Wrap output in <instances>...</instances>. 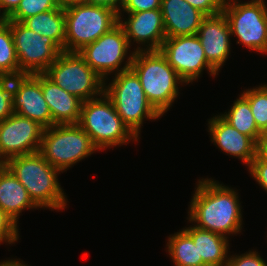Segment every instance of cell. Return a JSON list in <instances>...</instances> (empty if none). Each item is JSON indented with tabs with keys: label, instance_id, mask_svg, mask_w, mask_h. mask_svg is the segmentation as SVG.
Segmentation results:
<instances>
[{
	"label": "cell",
	"instance_id": "obj_1",
	"mask_svg": "<svg viewBox=\"0 0 267 266\" xmlns=\"http://www.w3.org/2000/svg\"><path fill=\"white\" fill-rule=\"evenodd\" d=\"M235 191L212 179L200 180L190 203L189 221L196 222L194 226L199 229L225 237L241 232L242 213Z\"/></svg>",
	"mask_w": 267,
	"mask_h": 266
},
{
	"label": "cell",
	"instance_id": "obj_2",
	"mask_svg": "<svg viewBox=\"0 0 267 266\" xmlns=\"http://www.w3.org/2000/svg\"><path fill=\"white\" fill-rule=\"evenodd\" d=\"M3 164L26 188L37 207L65 209L66 196L57 178L61 171L45 160L39 151L11 157Z\"/></svg>",
	"mask_w": 267,
	"mask_h": 266
},
{
	"label": "cell",
	"instance_id": "obj_3",
	"mask_svg": "<svg viewBox=\"0 0 267 266\" xmlns=\"http://www.w3.org/2000/svg\"><path fill=\"white\" fill-rule=\"evenodd\" d=\"M130 69L139 78L148 101L161 115L178 97V84L186 83L160 50H134Z\"/></svg>",
	"mask_w": 267,
	"mask_h": 266
},
{
	"label": "cell",
	"instance_id": "obj_4",
	"mask_svg": "<svg viewBox=\"0 0 267 266\" xmlns=\"http://www.w3.org/2000/svg\"><path fill=\"white\" fill-rule=\"evenodd\" d=\"M66 37L64 51L78 52L119 23L118 11L96 1L64 6Z\"/></svg>",
	"mask_w": 267,
	"mask_h": 266
},
{
	"label": "cell",
	"instance_id": "obj_5",
	"mask_svg": "<svg viewBox=\"0 0 267 266\" xmlns=\"http://www.w3.org/2000/svg\"><path fill=\"white\" fill-rule=\"evenodd\" d=\"M100 97L82 103L78 123L98 150L125 144L130 139L137 141L139 138L122 121L112 101L105 93Z\"/></svg>",
	"mask_w": 267,
	"mask_h": 266
},
{
	"label": "cell",
	"instance_id": "obj_6",
	"mask_svg": "<svg viewBox=\"0 0 267 266\" xmlns=\"http://www.w3.org/2000/svg\"><path fill=\"white\" fill-rule=\"evenodd\" d=\"M104 93L137 137L144 118L155 120L162 116L148 101L139 78L131 69L116 73L112 83L104 86Z\"/></svg>",
	"mask_w": 267,
	"mask_h": 266
},
{
	"label": "cell",
	"instance_id": "obj_7",
	"mask_svg": "<svg viewBox=\"0 0 267 266\" xmlns=\"http://www.w3.org/2000/svg\"><path fill=\"white\" fill-rule=\"evenodd\" d=\"M89 135L78 124L45 128L39 152L61 172L97 151Z\"/></svg>",
	"mask_w": 267,
	"mask_h": 266
},
{
	"label": "cell",
	"instance_id": "obj_8",
	"mask_svg": "<svg viewBox=\"0 0 267 266\" xmlns=\"http://www.w3.org/2000/svg\"><path fill=\"white\" fill-rule=\"evenodd\" d=\"M44 74L83 102L104 94L105 80L91 69L78 52L63 51Z\"/></svg>",
	"mask_w": 267,
	"mask_h": 266
},
{
	"label": "cell",
	"instance_id": "obj_9",
	"mask_svg": "<svg viewBox=\"0 0 267 266\" xmlns=\"http://www.w3.org/2000/svg\"><path fill=\"white\" fill-rule=\"evenodd\" d=\"M238 0H225V15L231 35L238 38L250 50L267 53V7L264 0H251L237 3Z\"/></svg>",
	"mask_w": 267,
	"mask_h": 266
},
{
	"label": "cell",
	"instance_id": "obj_10",
	"mask_svg": "<svg viewBox=\"0 0 267 266\" xmlns=\"http://www.w3.org/2000/svg\"><path fill=\"white\" fill-rule=\"evenodd\" d=\"M11 28L15 51L22 74H43L63 50L51 39L24 26L3 19Z\"/></svg>",
	"mask_w": 267,
	"mask_h": 266
},
{
	"label": "cell",
	"instance_id": "obj_11",
	"mask_svg": "<svg viewBox=\"0 0 267 266\" xmlns=\"http://www.w3.org/2000/svg\"><path fill=\"white\" fill-rule=\"evenodd\" d=\"M130 45L123 27L118 23L93 43L85 45L78 53L101 78L115 71L120 73L130 69L133 53L119 70L127 55ZM117 71V72H116Z\"/></svg>",
	"mask_w": 267,
	"mask_h": 266
},
{
	"label": "cell",
	"instance_id": "obj_12",
	"mask_svg": "<svg viewBox=\"0 0 267 266\" xmlns=\"http://www.w3.org/2000/svg\"><path fill=\"white\" fill-rule=\"evenodd\" d=\"M160 52L186 84L198 79L205 68L210 75L218 74V71L207 61L197 35L166 38Z\"/></svg>",
	"mask_w": 267,
	"mask_h": 266
},
{
	"label": "cell",
	"instance_id": "obj_13",
	"mask_svg": "<svg viewBox=\"0 0 267 266\" xmlns=\"http://www.w3.org/2000/svg\"><path fill=\"white\" fill-rule=\"evenodd\" d=\"M44 129L38 122L16 113L0 121V163L14 156L38 152Z\"/></svg>",
	"mask_w": 267,
	"mask_h": 266
},
{
	"label": "cell",
	"instance_id": "obj_14",
	"mask_svg": "<svg viewBox=\"0 0 267 266\" xmlns=\"http://www.w3.org/2000/svg\"><path fill=\"white\" fill-rule=\"evenodd\" d=\"M12 102L14 113L44 128L52 126L51 112L42 92L41 74L12 77Z\"/></svg>",
	"mask_w": 267,
	"mask_h": 266
},
{
	"label": "cell",
	"instance_id": "obj_15",
	"mask_svg": "<svg viewBox=\"0 0 267 266\" xmlns=\"http://www.w3.org/2000/svg\"><path fill=\"white\" fill-rule=\"evenodd\" d=\"M128 19L123 22L119 16V24L123 27L128 43L131 40L137 44H148L147 48L137 47V50H160L166 39L161 9L128 13Z\"/></svg>",
	"mask_w": 267,
	"mask_h": 266
},
{
	"label": "cell",
	"instance_id": "obj_16",
	"mask_svg": "<svg viewBox=\"0 0 267 266\" xmlns=\"http://www.w3.org/2000/svg\"><path fill=\"white\" fill-rule=\"evenodd\" d=\"M207 61L219 71L230 53L231 31L223 12L206 16L197 31Z\"/></svg>",
	"mask_w": 267,
	"mask_h": 266
},
{
	"label": "cell",
	"instance_id": "obj_17",
	"mask_svg": "<svg viewBox=\"0 0 267 266\" xmlns=\"http://www.w3.org/2000/svg\"><path fill=\"white\" fill-rule=\"evenodd\" d=\"M208 124L211 142L230 156L239 158L246 165L251 164L258 153V144L251 137L240 133L220 115L211 118Z\"/></svg>",
	"mask_w": 267,
	"mask_h": 266
},
{
	"label": "cell",
	"instance_id": "obj_18",
	"mask_svg": "<svg viewBox=\"0 0 267 266\" xmlns=\"http://www.w3.org/2000/svg\"><path fill=\"white\" fill-rule=\"evenodd\" d=\"M166 38L196 35L206 17L185 0H161Z\"/></svg>",
	"mask_w": 267,
	"mask_h": 266
},
{
	"label": "cell",
	"instance_id": "obj_19",
	"mask_svg": "<svg viewBox=\"0 0 267 266\" xmlns=\"http://www.w3.org/2000/svg\"><path fill=\"white\" fill-rule=\"evenodd\" d=\"M41 87L47 102L53 125L78 124L83 101L56 85L44 73Z\"/></svg>",
	"mask_w": 267,
	"mask_h": 266
},
{
	"label": "cell",
	"instance_id": "obj_20",
	"mask_svg": "<svg viewBox=\"0 0 267 266\" xmlns=\"http://www.w3.org/2000/svg\"><path fill=\"white\" fill-rule=\"evenodd\" d=\"M0 208L16 223L22 210L37 208L26 188L4 164L0 166Z\"/></svg>",
	"mask_w": 267,
	"mask_h": 266
},
{
	"label": "cell",
	"instance_id": "obj_21",
	"mask_svg": "<svg viewBox=\"0 0 267 266\" xmlns=\"http://www.w3.org/2000/svg\"><path fill=\"white\" fill-rule=\"evenodd\" d=\"M184 231L197 246L198 259H202L207 266H227L228 237L195 226L185 228Z\"/></svg>",
	"mask_w": 267,
	"mask_h": 266
},
{
	"label": "cell",
	"instance_id": "obj_22",
	"mask_svg": "<svg viewBox=\"0 0 267 266\" xmlns=\"http://www.w3.org/2000/svg\"><path fill=\"white\" fill-rule=\"evenodd\" d=\"M21 23L28 29L51 38L64 51L66 20L63 6L30 16Z\"/></svg>",
	"mask_w": 267,
	"mask_h": 266
},
{
	"label": "cell",
	"instance_id": "obj_23",
	"mask_svg": "<svg viewBox=\"0 0 267 266\" xmlns=\"http://www.w3.org/2000/svg\"><path fill=\"white\" fill-rule=\"evenodd\" d=\"M221 117L240 133L251 137L257 144H259L262 137L261 131L256 125L249 101L242 94L236 101H234L233 106L228 113L222 114Z\"/></svg>",
	"mask_w": 267,
	"mask_h": 266
},
{
	"label": "cell",
	"instance_id": "obj_24",
	"mask_svg": "<svg viewBox=\"0 0 267 266\" xmlns=\"http://www.w3.org/2000/svg\"><path fill=\"white\" fill-rule=\"evenodd\" d=\"M167 246L175 266H207L202 259H198L197 246L184 230L170 235Z\"/></svg>",
	"mask_w": 267,
	"mask_h": 266
},
{
	"label": "cell",
	"instance_id": "obj_25",
	"mask_svg": "<svg viewBox=\"0 0 267 266\" xmlns=\"http://www.w3.org/2000/svg\"><path fill=\"white\" fill-rule=\"evenodd\" d=\"M23 75L15 51L10 26L0 22V78H12Z\"/></svg>",
	"mask_w": 267,
	"mask_h": 266
},
{
	"label": "cell",
	"instance_id": "obj_26",
	"mask_svg": "<svg viewBox=\"0 0 267 266\" xmlns=\"http://www.w3.org/2000/svg\"><path fill=\"white\" fill-rule=\"evenodd\" d=\"M60 7L61 5L57 0H21L17 8L6 20L22 22L30 16Z\"/></svg>",
	"mask_w": 267,
	"mask_h": 266
},
{
	"label": "cell",
	"instance_id": "obj_27",
	"mask_svg": "<svg viewBox=\"0 0 267 266\" xmlns=\"http://www.w3.org/2000/svg\"><path fill=\"white\" fill-rule=\"evenodd\" d=\"M242 95L249 101L256 125L261 130L267 122V84L248 89Z\"/></svg>",
	"mask_w": 267,
	"mask_h": 266
},
{
	"label": "cell",
	"instance_id": "obj_28",
	"mask_svg": "<svg viewBox=\"0 0 267 266\" xmlns=\"http://www.w3.org/2000/svg\"><path fill=\"white\" fill-rule=\"evenodd\" d=\"M13 113L12 78H0V121Z\"/></svg>",
	"mask_w": 267,
	"mask_h": 266
},
{
	"label": "cell",
	"instance_id": "obj_29",
	"mask_svg": "<svg viewBox=\"0 0 267 266\" xmlns=\"http://www.w3.org/2000/svg\"><path fill=\"white\" fill-rule=\"evenodd\" d=\"M17 223L0 208V244L8 242L13 244L18 240Z\"/></svg>",
	"mask_w": 267,
	"mask_h": 266
},
{
	"label": "cell",
	"instance_id": "obj_30",
	"mask_svg": "<svg viewBox=\"0 0 267 266\" xmlns=\"http://www.w3.org/2000/svg\"><path fill=\"white\" fill-rule=\"evenodd\" d=\"M248 168L252 177L267 192V160L257 153Z\"/></svg>",
	"mask_w": 267,
	"mask_h": 266
},
{
	"label": "cell",
	"instance_id": "obj_31",
	"mask_svg": "<svg viewBox=\"0 0 267 266\" xmlns=\"http://www.w3.org/2000/svg\"><path fill=\"white\" fill-rule=\"evenodd\" d=\"M227 266H267L266 262L258 252L249 251L242 255L231 256L228 259Z\"/></svg>",
	"mask_w": 267,
	"mask_h": 266
},
{
	"label": "cell",
	"instance_id": "obj_32",
	"mask_svg": "<svg viewBox=\"0 0 267 266\" xmlns=\"http://www.w3.org/2000/svg\"><path fill=\"white\" fill-rule=\"evenodd\" d=\"M192 7L198 9L206 16L216 15L222 12L225 0H185Z\"/></svg>",
	"mask_w": 267,
	"mask_h": 266
},
{
	"label": "cell",
	"instance_id": "obj_33",
	"mask_svg": "<svg viewBox=\"0 0 267 266\" xmlns=\"http://www.w3.org/2000/svg\"><path fill=\"white\" fill-rule=\"evenodd\" d=\"M161 9V0H126L122 10L126 13Z\"/></svg>",
	"mask_w": 267,
	"mask_h": 266
},
{
	"label": "cell",
	"instance_id": "obj_34",
	"mask_svg": "<svg viewBox=\"0 0 267 266\" xmlns=\"http://www.w3.org/2000/svg\"><path fill=\"white\" fill-rule=\"evenodd\" d=\"M21 0H0V15L3 19H6L19 5Z\"/></svg>",
	"mask_w": 267,
	"mask_h": 266
},
{
	"label": "cell",
	"instance_id": "obj_35",
	"mask_svg": "<svg viewBox=\"0 0 267 266\" xmlns=\"http://www.w3.org/2000/svg\"><path fill=\"white\" fill-rule=\"evenodd\" d=\"M93 1L113 7L118 11V16H122L120 8H122L126 0H93Z\"/></svg>",
	"mask_w": 267,
	"mask_h": 266
},
{
	"label": "cell",
	"instance_id": "obj_36",
	"mask_svg": "<svg viewBox=\"0 0 267 266\" xmlns=\"http://www.w3.org/2000/svg\"><path fill=\"white\" fill-rule=\"evenodd\" d=\"M258 153L267 160V136L261 137L258 144Z\"/></svg>",
	"mask_w": 267,
	"mask_h": 266
},
{
	"label": "cell",
	"instance_id": "obj_37",
	"mask_svg": "<svg viewBox=\"0 0 267 266\" xmlns=\"http://www.w3.org/2000/svg\"><path fill=\"white\" fill-rule=\"evenodd\" d=\"M0 266H27L26 264H23V261H18L17 260H7L4 262H0Z\"/></svg>",
	"mask_w": 267,
	"mask_h": 266
},
{
	"label": "cell",
	"instance_id": "obj_38",
	"mask_svg": "<svg viewBox=\"0 0 267 266\" xmlns=\"http://www.w3.org/2000/svg\"><path fill=\"white\" fill-rule=\"evenodd\" d=\"M57 1L61 6L64 7V6L73 4V3L87 2V1H93V0H57Z\"/></svg>",
	"mask_w": 267,
	"mask_h": 266
},
{
	"label": "cell",
	"instance_id": "obj_39",
	"mask_svg": "<svg viewBox=\"0 0 267 266\" xmlns=\"http://www.w3.org/2000/svg\"><path fill=\"white\" fill-rule=\"evenodd\" d=\"M260 131H261L262 137L267 136V122H266V125Z\"/></svg>",
	"mask_w": 267,
	"mask_h": 266
}]
</instances>
